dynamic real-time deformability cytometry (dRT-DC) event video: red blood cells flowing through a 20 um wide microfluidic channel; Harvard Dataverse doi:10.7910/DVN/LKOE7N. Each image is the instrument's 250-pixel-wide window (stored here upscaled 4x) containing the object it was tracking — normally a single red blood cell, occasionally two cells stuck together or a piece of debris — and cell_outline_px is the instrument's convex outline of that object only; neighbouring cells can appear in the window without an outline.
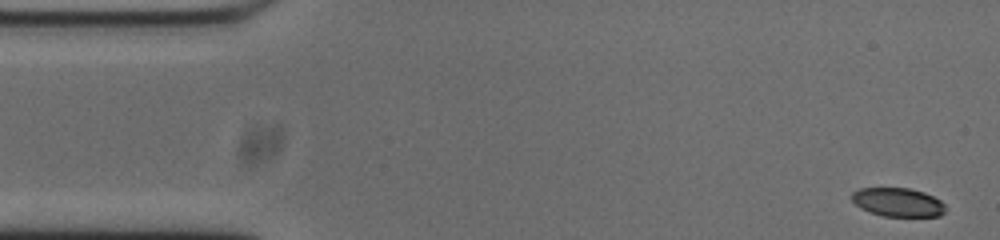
{"species": "common noctule bat (a hibernating species)", "species_latin": "Nyctalus noctula", "temperature_condition": "cold", "stored_images_in_passage": 53, "camera_frame_rate_fps": 3000, "um_per_image_px": 0.085, "animal": {"sex": "male", "body_mass_g": 20.0, "forearm_length_mm": 53.3}, "frame": {"image": 1, "passage_image": 1, "time_ms": 0.0, "image_size_px": [1000, 240], "cell_outline_px": [[944, 212], [940, 216], [884, 216], [868, 212], [860, 208], [852, 200], [852, 192], [860, 188], [908, 188], [924, 192], [940, 200], [944, 204]], "centroid_in_image_um": [76.3, 17.19], "position_along_channel_um": 8.7, "area_um2": 15.61}}
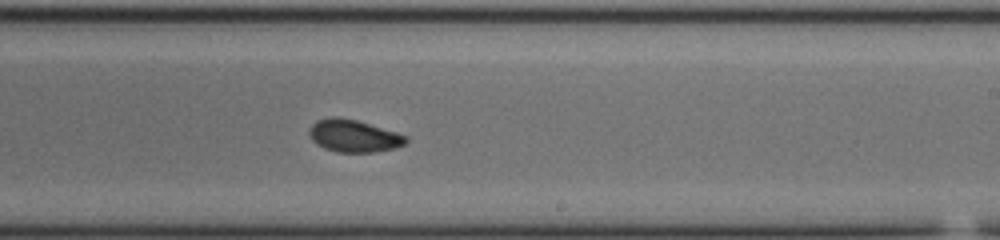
{"frame": {"image": 2, "passage_image": 30, "time_ms": 9.667, "image_size_px": [1000, 240], "cell_outline_px": [[408, 140], [404, 144], [396, 148], [372, 152], [336, 152], [324, 148], [316, 144], [312, 140], [308, 132], [312, 124], [316, 120], [328, 116], [336, 116], [356, 120], [396, 132], [408, 136]], "centroid_in_image_um": [30.04, 11.54], "position_along_channel_um": 259.0, "area_um2": 18.32}}
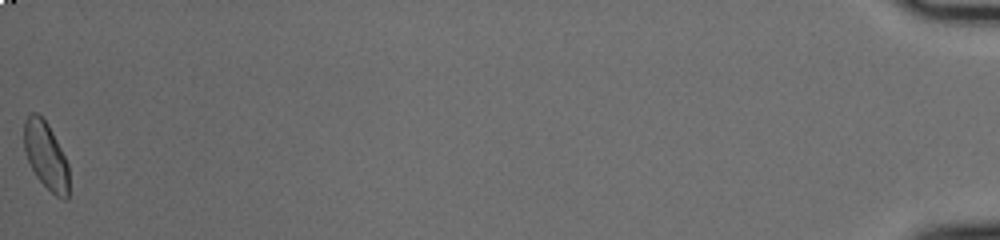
{"frame": {"image": 3, "passage_image": 53, "time_ms": 17.333, "image_size_px": [1000, 240], "cell_outline_px": [[68, 200], [64, 200], [56, 196], [36, 176], [24, 152], [24, 120], [28, 112], [36, 112], [48, 124], [68, 164]], "centroid_in_image_um": [3.88, 13.21], "position_along_channel_um": 431.3, "area_um2": 17.46}, "authors_computed_cell_mechanics": {"area_um2": 17.8024, "velocity_mm_per_s": 3.7257, "shape_relaxation_time_tau1_ms": 6.3129, "shape_relaxation_time_tau2_ms": 2.7913, "deformation_change_tau1": 0.1516, "deformation_change_tau2": 0.0592}}